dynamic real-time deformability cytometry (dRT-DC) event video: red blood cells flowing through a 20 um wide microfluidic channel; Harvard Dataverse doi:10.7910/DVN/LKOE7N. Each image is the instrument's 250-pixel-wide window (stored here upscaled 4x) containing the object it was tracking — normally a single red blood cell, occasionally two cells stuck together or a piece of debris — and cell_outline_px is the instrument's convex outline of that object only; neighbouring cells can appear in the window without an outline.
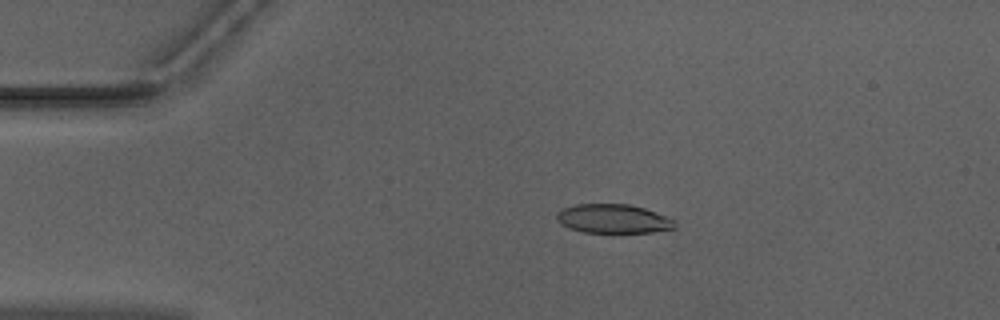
{"species": "Egyptian fruit bat (a non-hibernating species)", "species_latin": "Rousettus aegyptiacus", "temperature_condition": "warm", "stored_images_in_passage": 52, "camera_frame_rate_fps": 3000, "um_per_image_px": 0.085, "animal": {"sex": "male"}, "frame": {"image": 1, "passage_image": 11, "time_ms": 3.333, "image_size_px": [1000, 320], "cell_outline_px": [[676, 228], [652, 232], [580, 232], [568, 228], [560, 224], [556, 220], [556, 212], [564, 208], [576, 204], [628, 204], [644, 208], [668, 216], [676, 220]], "centroid_in_image_um": [52.12, 18.59], "position_along_channel_um": 32.9, "area_um2": 20.17}}
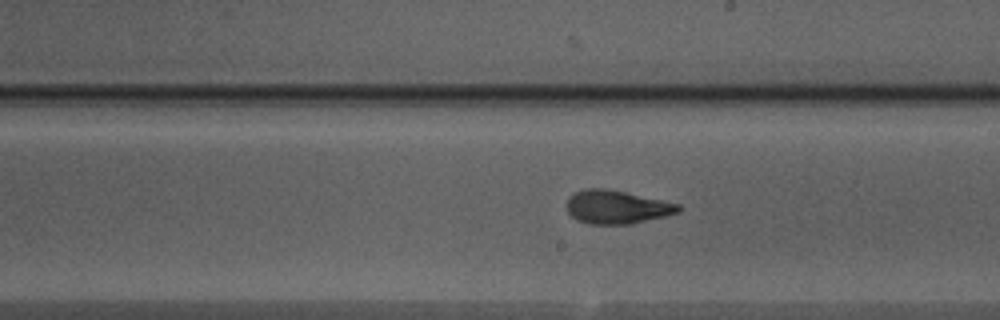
{"frame": {"image": 2, "passage_image": 30, "time_ms": 9.667, "image_size_px": [1000, 320], "cell_outline_px": [[680, 212], [632, 224], [588, 224], [576, 220], [568, 212], [568, 196], [584, 188], [604, 188], [624, 192], [680, 204]], "centroid_in_image_um": [52.4, 17.6], "position_along_channel_um": 236.6, "area_um2": 21.62}}
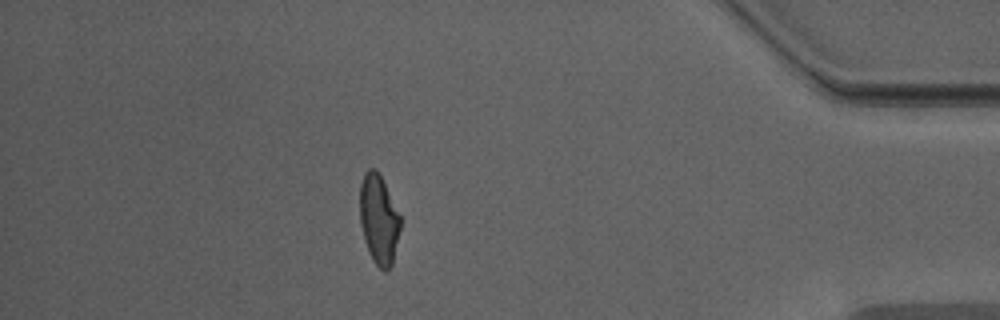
{"frame": {"image": 3, "passage_image": 46, "time_ms": 15.0, "image_size_px": [1000, 320], "cell_outline_px": [[400, 228], [392, 264], [388, 272], [384, 272], [372, 260], [368, 252], [364, 240], [360, 224], [360, 184], [364, 172], [368, 168], [376, 168], [400, 216]], "centroid_in_image_um": [32.17, 18.68], "position_along_channel_um": 403.0, "area_um2": 21.04}, "authors_computed_cell_mechanics": {"area_um2": 21.386, "velocity_mm_per_s": 3.9698, "shape_relaxation_time_tau1_ms": 5.62, "shape_relaxation_time_tau2_ms": 1.6827, "deformation_change_tau1": 0.2008, "deformation_change_tau2": 0.0959}}